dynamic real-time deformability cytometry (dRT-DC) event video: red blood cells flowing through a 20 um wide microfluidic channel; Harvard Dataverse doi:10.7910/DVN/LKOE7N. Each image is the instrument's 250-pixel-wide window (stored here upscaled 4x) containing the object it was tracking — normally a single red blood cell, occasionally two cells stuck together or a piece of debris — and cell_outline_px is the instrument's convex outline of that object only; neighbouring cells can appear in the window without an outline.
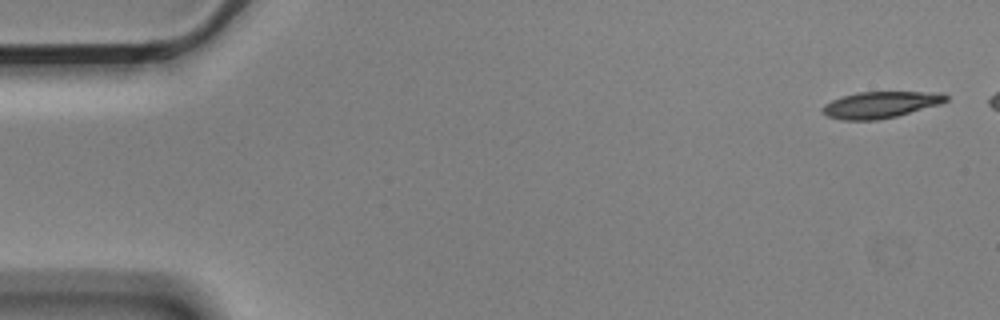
{"species": "Egyptian fruit bat (a non-hibernating species)", "species_latin": "Rousettus aegyptiacus", "temperature_condition": "cold", "stored_images_in_passage": 6, "camera_frame_rate_fps": 3000, "um_per_image_px": 0.085, "animal": {"sex": "male"}, "frame": {"image": 1, "passage_image": 1, "time_ms": 0.0, "image_size_px": [1000, 320], "cell_outline_px": [[948, 100], [940, 104], [896, 116], [876, 120], [840, 120], [828, 116], [820, 112], [820, 108], [824, 104], [832, 100], [856, 92], [940, 92], [948, 96]], "centroid_in_image_um": [74.81, 8.9], "position_along_channel_um": 10.2, "area_um2": 19.07}}